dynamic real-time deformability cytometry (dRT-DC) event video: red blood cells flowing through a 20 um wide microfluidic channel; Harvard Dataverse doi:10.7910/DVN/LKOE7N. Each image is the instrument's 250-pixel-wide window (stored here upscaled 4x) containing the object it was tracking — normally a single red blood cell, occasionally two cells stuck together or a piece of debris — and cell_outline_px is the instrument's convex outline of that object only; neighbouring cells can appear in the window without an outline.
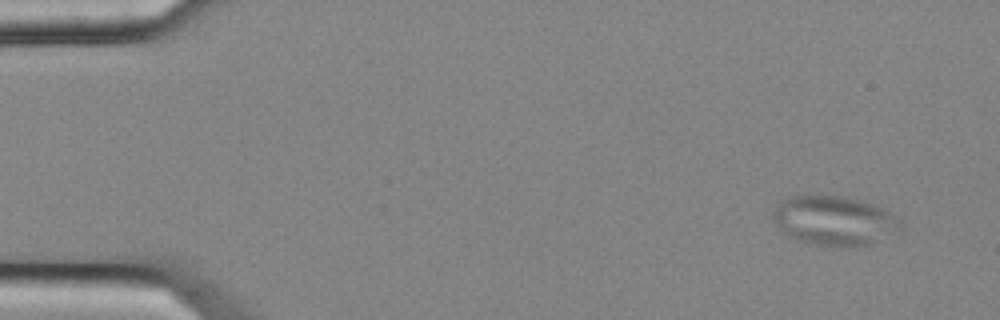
{"species": "common noctule bat (a hibernating species)", "species_latin": "Nyctalus noctula", "temperature_condition": "cold", "stored_images_in_passage": 53, "camera_frame_rate_fps": 3000, "um_per_image_px": 0.085, "animal": {"sex": "female", "body_mass_g": 25.1}, "frame": {"image": 1, "passage_image": 1, "time_ms": 0.0, "image_size_px": [1000, 320], "cell_outline_px": [[900, 228], [868, 244], [816, 244], [800, 240], [788, 236], [772, 220], [772, 212], [776, 204], [780, 200], [788, 196], [844, 196], [872, 204], [884, 208], [900, 224]], "centroid_in_image_um": [70.78, 18.7], "position_along_channel_um": 14.2, "area_um2": 35.32}}
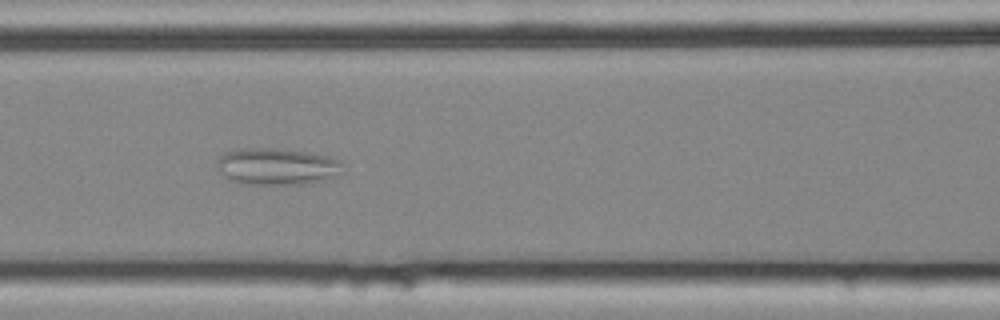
{"frame": {"image": 2, "passage_image": 21, "time_ms": 6.667, "image_size_px": [1000, 320], "cell_outline_px": [[340, 172], [336, 176], [324, 180], [308, 184], [240, 184], [224, 176], [216, 168], [216, 160], [224, 152], [240, 148], [276, 148], [308, 152], [328, 156], [340, 160]], "centroid_in_image_um": [23.49, 14.15], "position_along_channel_um": 143.1, "area_um2": 27.17}}
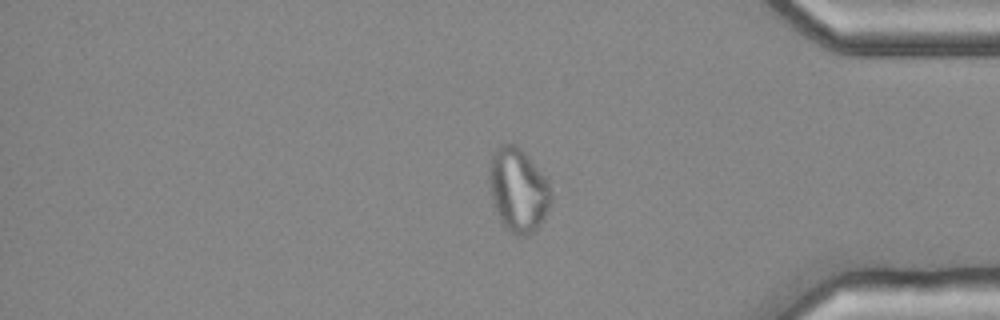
{"frame": {"image": 3, "passage_image": 43, "time_ms": 14.0, "image_size_px": [1000, 320], "cell_outline_px": [[552, 200], [548, 212], [544, 220], [532, 232], [524, 236], [516, 236], [500, 220], [496, 212], [492, 200], [488, 184], [488, 168], [492, 152], [500, 144], [516, 144], [528, 156], [544, 176], [552, 192]], "centroid_in_image_um": [44.02, 16.13], "position_along_channel_um": 391.2, "area_um2": 30.4}}